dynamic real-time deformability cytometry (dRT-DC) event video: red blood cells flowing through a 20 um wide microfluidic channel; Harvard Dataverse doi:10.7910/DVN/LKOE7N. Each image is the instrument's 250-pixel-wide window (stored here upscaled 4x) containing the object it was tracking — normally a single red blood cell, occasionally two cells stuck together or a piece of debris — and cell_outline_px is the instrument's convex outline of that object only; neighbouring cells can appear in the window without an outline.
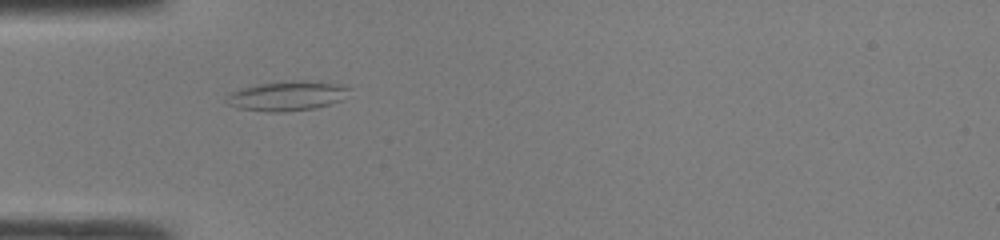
{"species": "common noctule bat (a hibernating species)", "species_latin": "Nyctalus noctula", "temperature_condition": "room temperature", "stored_images_in_passage": 34, "camera_frame_rate_fps": 3000, "um_per_image_px": 0.085, "animal": {"sex": "male", "body_mass_g": 19.0, "forearm_length_mm": 50.8}, "frame": {"image": 1, "passage_image": 2, "time_ms": 0.333, "image_size_px": [1000, 240], "cell_outline_px": [[352, 88], [340, 100], [316, 108], [284, 112], [268, 112], [240, 108], [224, 104], [228, 96], [232, 92], [240, 88], [256, 84], [296, 80], [308, 80], [336, 84]], "centroid_in_image_um": [24.36, 8.15], "position_along_channel_um": 60.6, "area_um2": 21.15}}
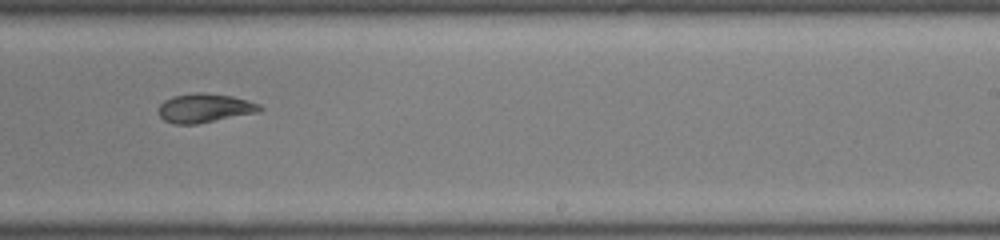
{"frame": {"image": 2, "passage_image": 17, "time_ms": 5.333, "image_size_px": [1000, 240], "cell_outline_px": [[264, 108], [260, 112], [196, 124], [172, 124], [164, 120], [160, 116], [160, 104], [164, 100], [172, 96], [196, 92], [200, 92], [232, 96], [248, 100], [260, 104]], "centroid_in_image_um": [17.42, 9.18], "position_along_channel_um": 271.6, "area_um2": 17.17}}
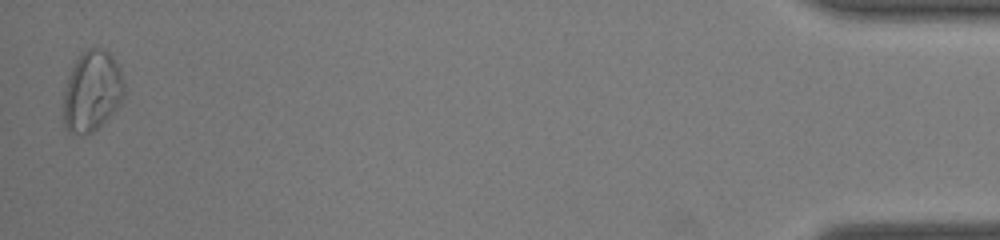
{"frame": {"image": 3, "passage_image": 34, "time_ms": 11.0, "image_size_px": [1000, 240], "cell_outline_px": [[124, 96], [120, 104], [92, 132], [80, 136], [68, 132], [64, 124], [64, 92], [68, 76], [80, 52], [88, 48], [104, 48], [112, 56], [124, 80]], "centroid_in_image_um": [7.81, 7.74], "position_along_channel_um": 427.4, "area_um2": 28.38}, "authors_computed_cell_mechanics": {"area_um2": 17.3689, "velocity_mm_per_s": 4.2938, "shape_relaxation_time_tau1_ms": 5.8208, "shape_relaxation_time_tau2_ms": 2.9329, "deformation_change_tau1": 0.1643, "deformation_change_tau2": 0.0973}}